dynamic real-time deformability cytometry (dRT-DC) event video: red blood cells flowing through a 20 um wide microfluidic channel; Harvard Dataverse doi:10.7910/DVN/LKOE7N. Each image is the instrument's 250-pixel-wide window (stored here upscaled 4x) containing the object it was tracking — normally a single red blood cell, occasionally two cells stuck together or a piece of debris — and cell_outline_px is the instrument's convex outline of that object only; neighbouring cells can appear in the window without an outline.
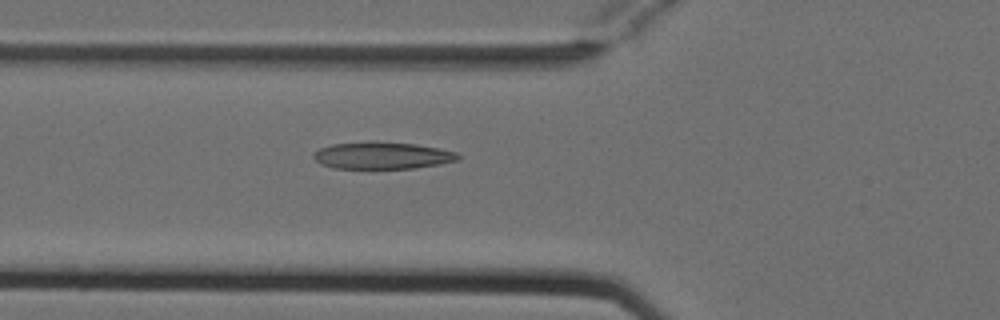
{"species": "Egyptian fruit bat (a non-hibernating species)", "species_latin": "Rousettus aegyptiacus", "temperature_condition": "cold", "stored_images_in_passage": 5, "camera_frame_rate_fps": 3000, "um_per_image_px": 0.085, "animal": {"sex": "female"}, "frame": {"image": 1, "passage_image": 5, "time_ms": 1.333, "image_size_px": [1000, 320], "cell_outline_px": [[460, 160], [440, 164], [416, 168], [332, 168], [320, 164], [312, 156], [320, 148], [332, 144], [372, 140], [376, 140], [416, 144], [456, 152], [460, 156]], "centroid_in_image_um": [32.49, 13.2], "position_along_channel_um": 93.3, "area_um2": 23.0}}